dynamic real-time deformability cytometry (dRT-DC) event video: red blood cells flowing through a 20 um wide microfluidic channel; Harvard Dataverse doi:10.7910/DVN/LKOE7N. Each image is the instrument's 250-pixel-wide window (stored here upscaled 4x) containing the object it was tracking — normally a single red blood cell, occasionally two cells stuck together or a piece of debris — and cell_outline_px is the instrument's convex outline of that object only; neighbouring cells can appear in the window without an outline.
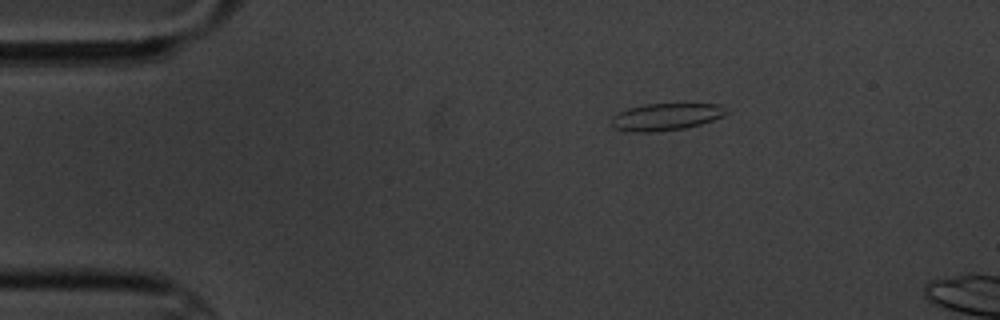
{"species": "common noctule bat (a hibernating species)", "species_latin": "Nyctalus noctula", "temperature_condition": "cold", "stored_images_in_passage": 4, "camera_frame_rate_fps": 3000, "um_per_image_px": 0.085, "animal": {"sex": "male", "body_mass_g": 20.1, "forearm_length_mm": 53.5}, "frame": {"image": 1, "passage_image": 2, "time_ms": 2.0, "image_size_px": [1000, 320], "cell_outline_px": [[728, 112], [724, 116], [700, 124], [684, 128], [648, 132], [632, 132], [616, 128], [608, 120], [612, 116], [628, 108], [644, 104], [720, 104]], "centroid_in_image_um": [56.58, 9.92], "position_along_channel_um": 28.4, "area_um2": 17.98}}